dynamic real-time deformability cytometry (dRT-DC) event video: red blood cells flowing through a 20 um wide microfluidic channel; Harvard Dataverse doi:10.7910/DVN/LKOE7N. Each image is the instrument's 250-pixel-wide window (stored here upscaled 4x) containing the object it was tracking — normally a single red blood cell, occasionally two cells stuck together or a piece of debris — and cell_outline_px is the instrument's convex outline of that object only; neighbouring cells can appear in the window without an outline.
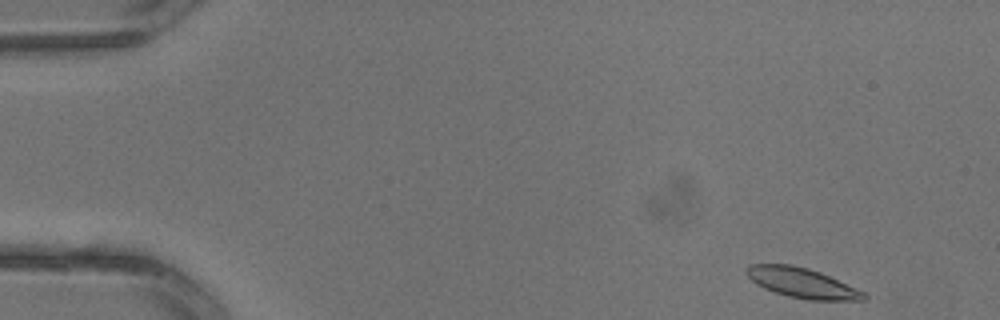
{"species": "common noctule bat (a hibernating species)", "species_latin": "Nyctalus noctula", "temperature_condition": "warm", "stored_images_in_passage": 3, "camera_frame_rate_fps": 3000, "um_per_image_px": 0.085, "animal": {"sex": "male", "body_mass_g": 13.3}, "frame": {"image": 1, "passage_image": 1, "time_ms": 0.0, "image_size_px": [1000, 320], "cell_outline_px": [[868, 296], [864, 300], [808, 300], [788, 296], [764, 288], [756, 284], [744, 272], [744, 268], [748, 264], [792, 264], [808, 268], [820, 272], [856, 288], [864, 292]], "centroid_in_image_um": [68.14, 24.03], "position_along_channel_um": 16.9, "area_um2": 20.46}}
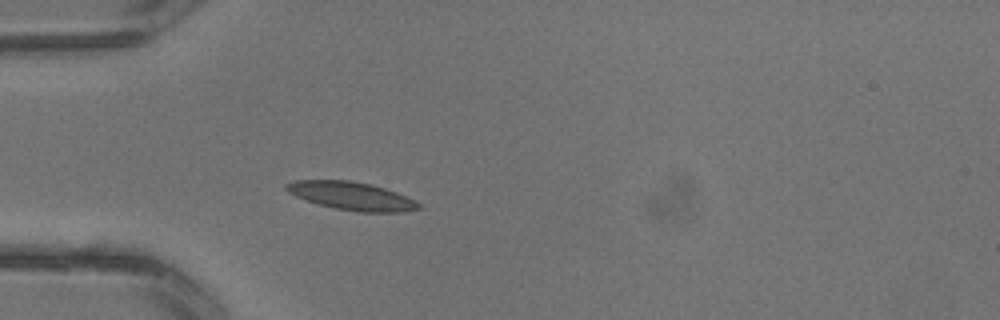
{"frame": {"image": 2, "passage_image": 3, "time_ms": 0.667, "image_size_px": [1000, 320], "cell_outline_px": [[424, 208], [404, 212], [360, 212], [336, 208], [320, 204], [296, 196], [288, 192], [284, 188], [284, 184], [296, 180], [348, 180], [372, 184], [396, 192], [420, 204]], "centroid_in_image_um": [29.89, 16.65], "position_along_channel_um": 55.1, "area_um2": 21.5}}